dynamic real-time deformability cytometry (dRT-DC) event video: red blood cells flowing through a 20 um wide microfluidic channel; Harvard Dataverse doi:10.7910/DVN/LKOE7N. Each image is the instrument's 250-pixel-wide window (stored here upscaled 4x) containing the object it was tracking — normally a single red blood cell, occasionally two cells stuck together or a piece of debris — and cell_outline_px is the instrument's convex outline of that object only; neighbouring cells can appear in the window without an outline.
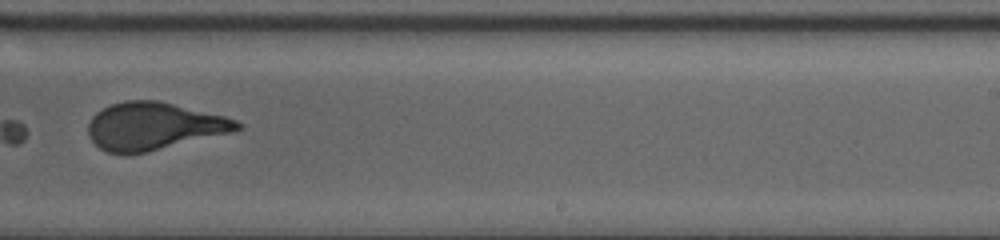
{"species": "human", "species_latin": "Homo sapiens", "temperature_condition": "warm", "stored_images_in_passage": 35, "camera_frame_rate_fps": 3000, "um_per_image_px": 0.085, "donor": {"sex": "female"}, "frame": {"image": 1, "passage_image": 26, "time_ms": 17.667, "image_size_px": [1000, 240], "cell_outline_px": [[244, 128], [232, 132], [148, 152], [124, 156], [108, 152], [100, 148], [88, 136], [88, 124], [92, 116], [96, 112], [112, 104], [124, 100], [160, 100], [224, 116], [236, 120], [244, 124]], "centroid_in_image_um": [13.07, 10.74], "position_along_channel_um": 275.9, "area_um2": 41.62}}
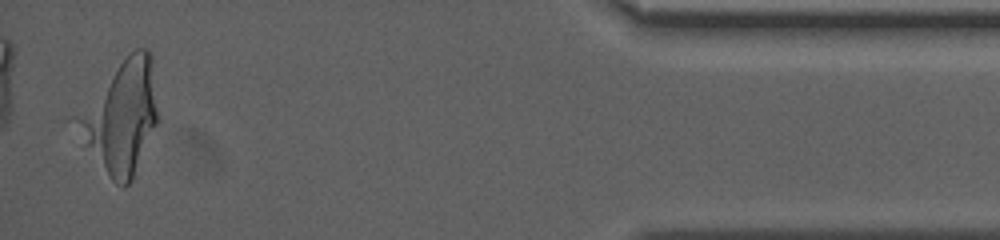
{"frame": {"image": 2, "passage_image": 35, "time_ms": 24.667, "image_size_px": [1000, 240], "cell_outline_px": [[156, 124], [132, 176], [128, 184], [124, 188], [116, 184], [112, 180], [84, 144], [68, 116], [136, 48], [148, 48], [152, 52], [156, 108]], "centroid_in_image_um": [10.2, 9.91], "position_along_channel_um": 425.0, "area_um2": 52.19}}